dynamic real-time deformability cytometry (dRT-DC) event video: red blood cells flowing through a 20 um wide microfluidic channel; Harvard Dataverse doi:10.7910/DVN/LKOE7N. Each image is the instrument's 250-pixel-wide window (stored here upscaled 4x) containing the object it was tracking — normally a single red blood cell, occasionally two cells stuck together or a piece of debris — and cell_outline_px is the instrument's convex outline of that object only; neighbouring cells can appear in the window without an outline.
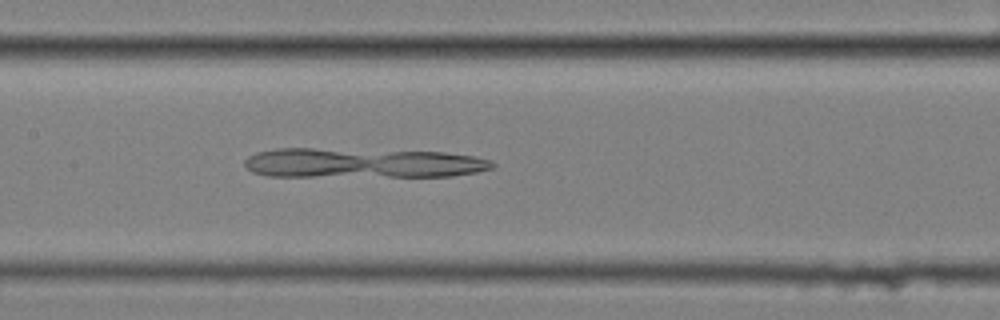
{"species": "common noctule bat (a hibernating species)", "species_latin": "Nyctalus noctula", "temperature_condition": "cold", "stored_images_in_passage": 29, "camera_frame_rate_fps": 3000, "um_per_image_px": 0.085, "animal": {"sex": "female", "body_mass_g": 25.1}, "frame": {"image": 1, "passage_image": 17, "time_ms": 5.333, "image_size_px": [1000, 320], "cell_outline_px": [[496, 164], [492, 168], [476, 172], [452, 176], [268, 176], [252, 172], [244, 164], [244, 160], [248, 156], [256, 152], [276, 148], [312, 148], [444, 152], [472, 156], [492, 160]], "centroid_in_image_um": [30.78, 13.85], "position_along_channel_um": 176.6, "area_um2": 43.06}}
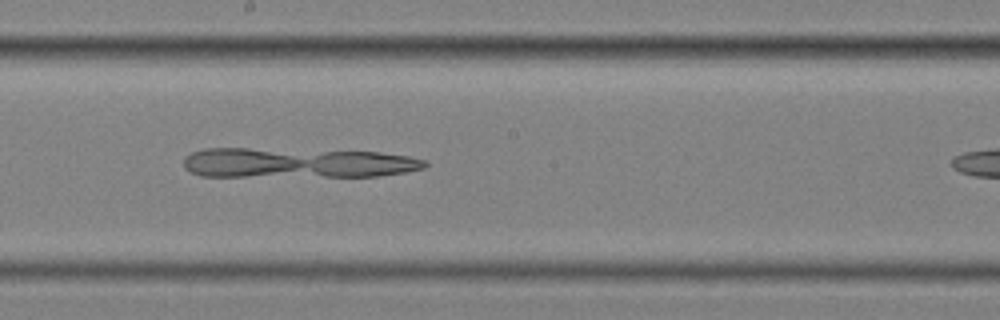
{"frame": {"image": 2, "passage_image": 21, "time_ms": 6.667, "image_size_px": [1000, 320], "cell_outline_px": [[428, 164], [424, 168], [404, 172], [380, 176], [200, 176], [184, 168], [184, 156], [192, 152], [204, 148], [248, 148], [380, 152], [408, 156], [428, 160]], "centroid_in_image_um": [25.26, 13.84], "position_along_channel_um": 222.9, "area_um2": 42.31}}